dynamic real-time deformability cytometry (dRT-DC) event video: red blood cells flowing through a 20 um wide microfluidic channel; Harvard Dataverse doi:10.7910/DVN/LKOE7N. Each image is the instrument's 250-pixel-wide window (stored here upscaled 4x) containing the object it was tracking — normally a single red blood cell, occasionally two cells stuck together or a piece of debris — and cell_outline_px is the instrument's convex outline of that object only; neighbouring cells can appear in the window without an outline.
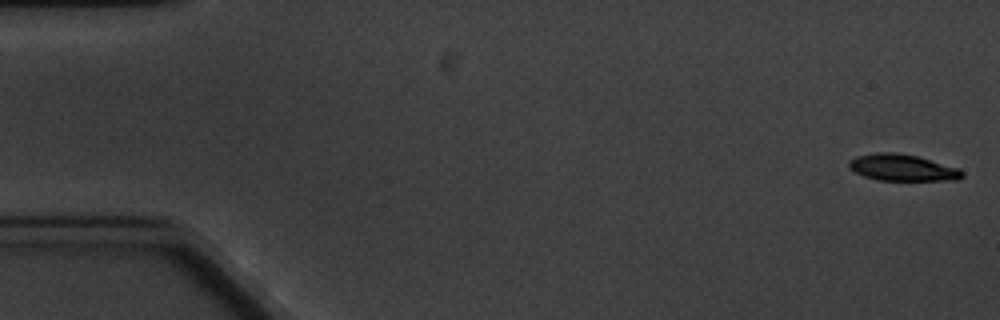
{"species": "common noctule bat (a hibernating species)", "species_latin": "Nyctalus noctula", "temperature_condition": "cold", "stored_images_in_passage": 5, "camera_frame_rate_fps": 3000, "um_per_image_px": 0.085, "animal": {"sex": "male", "body_mass_g": 20.1, "forearm_length_mm": 53.5}, "frame": {"image": 1, "passage_image": 1, "time_ms": 0.0, "image_size_px": [1000, 320], "cell_outline_px": [[964, 176], [960, 180], [876, 180], [864, 176], [848, 168], [848, 160], [856, 156], [876, 152], [896, 152], [916, 156], [960, 168], [964, 172]], "centroid_in_image_um": [76.7, 14.25], "position_along_channel_um": 8.3, "area_um2": 17.69}}
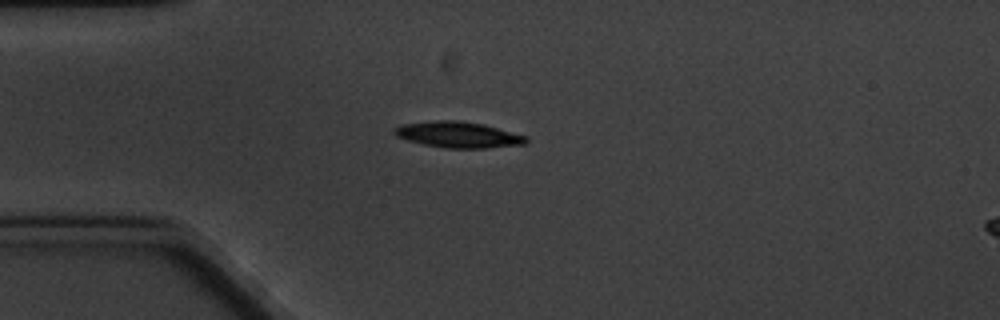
{"frame": {"image": 2, "passage_image": 5, "time_ms": 4.667, "image_size_px": [1000, 320], "cell_outline_px": [[528, 140], [524, 144], [484, 148], [448, 148], [424, 144], [408, 140], [396, 136], [392, 132], [392, 128], [404, 124], [436, 120], [456, 120], [484, 124], [528, 136]], "centroid_in_image_um": [38.95, 11.44], "position_along_channel_um": 46.1, "area_um2": 19.88}}